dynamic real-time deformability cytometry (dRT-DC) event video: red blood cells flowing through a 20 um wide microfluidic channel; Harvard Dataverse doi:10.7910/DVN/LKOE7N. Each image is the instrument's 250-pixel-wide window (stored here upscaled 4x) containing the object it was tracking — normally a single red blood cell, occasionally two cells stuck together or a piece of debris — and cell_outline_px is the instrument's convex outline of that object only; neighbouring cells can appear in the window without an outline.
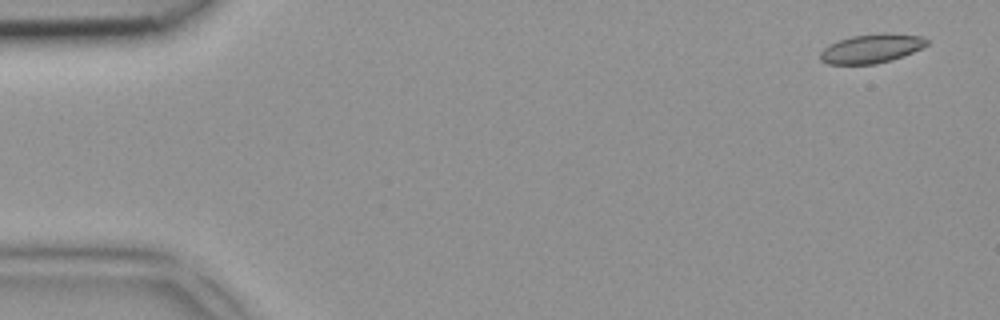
{"species": "common noctule bat (a hibernating species)", "species_latin": "Nyctalus noctula", "temperature_condition": "room temperature", "stored_images_in_passage": 4, "camera_frame_rate_fps": 3000, "um_per_image_px": 0.085, "animal": {"sex": "female", "body_mass_g": 18.4}, "frame": {"image": 1, "passage_image": 1, "time_ms": 0.0, "image_size_px": [1000, 320], "cell_outline_px": [[928, 44], [904, 56], [892, 60], [876, 64], [828, 64], [820, 60], [820, 52], [828, 44], [852, 36], [880, 32], [884, 32], [924, 36], [928, 40]], "centroid_in_image_um": [74.08, 4.11], "position_along_channel_um": 10.9, "area_um2": 18.21}}